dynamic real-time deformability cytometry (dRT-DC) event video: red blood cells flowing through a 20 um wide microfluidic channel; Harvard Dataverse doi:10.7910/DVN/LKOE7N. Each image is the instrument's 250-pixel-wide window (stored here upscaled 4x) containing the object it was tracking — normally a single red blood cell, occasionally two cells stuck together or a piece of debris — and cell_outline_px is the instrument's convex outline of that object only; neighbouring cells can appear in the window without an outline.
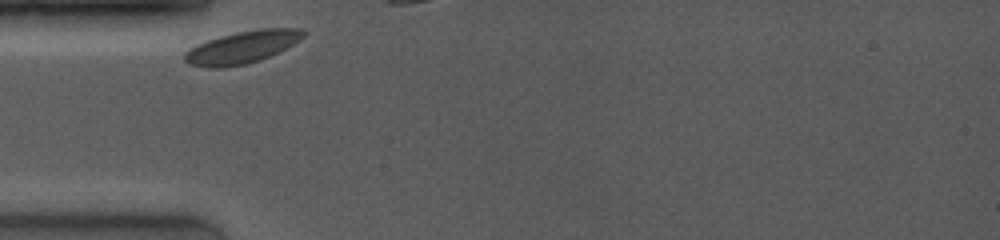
{"species": "common noctule bat (a hibernating species)", "species_latin": "Nyctalus noctula", "temperature_condition": "room temperature", "stored_images_in_passage": 4, "camera_frame_rate_fps": 4000, "um_per_image_px": 0.085, "animal": {"sex": "female", "body_mass_g": 19.0, "forearm_length_mm": 53.3}, "frame": {"image": 1, "passage_image": 1, "time_ms": 0.0, "image_size_px": [1000, 240], "cell_outline_px": [[308, 32], [300, 40], [268, 56], [244, 64], [224, 68], [208, 68], [192, 64], [184, 60], [184, 52], [188, 48], [196, 44], [220, 36], [236, 32], [260, 28], [304, 28]], "centroid_in_image_um": [20.57, 3.99], "position_along_channel_um": 64.4, "area_um2": 22.25}}